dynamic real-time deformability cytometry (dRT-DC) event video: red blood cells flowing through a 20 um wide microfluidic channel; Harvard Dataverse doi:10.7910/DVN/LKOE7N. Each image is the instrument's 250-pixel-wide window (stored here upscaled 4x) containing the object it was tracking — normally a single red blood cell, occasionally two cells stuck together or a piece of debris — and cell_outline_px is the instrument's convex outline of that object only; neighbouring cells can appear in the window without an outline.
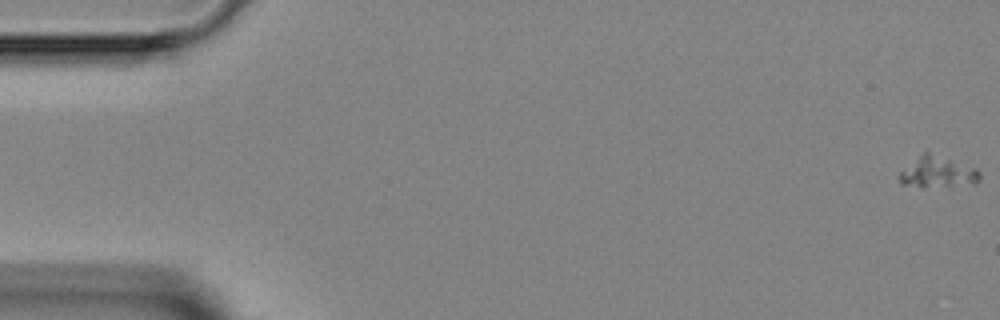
{"species": "Egyptian fruit bat (a non-hibernating species)", "species_latin": "Rousettus aegyptiacus", "temperature_condition": "room temperature", "stored_images_in_passage": 8, "camera_frame_rate_fps": 3000, "um_per_image_px": 0.085, "animal": {"sex": "female"}, "frame": {"image": 1, "passage_image": 1, "time_ms": 0.0, "image_size_px": [1000, 320], "cell_outline_px": [[980, 180], [972, 184], [900, 184], [900, 172], [924, 152], [928, 152], [976, 168], [980, 172]], "centroid_in_image_um": [79.75, 14.58], "position_along_channel_um": 5.3, "area_um2": 13.35}}
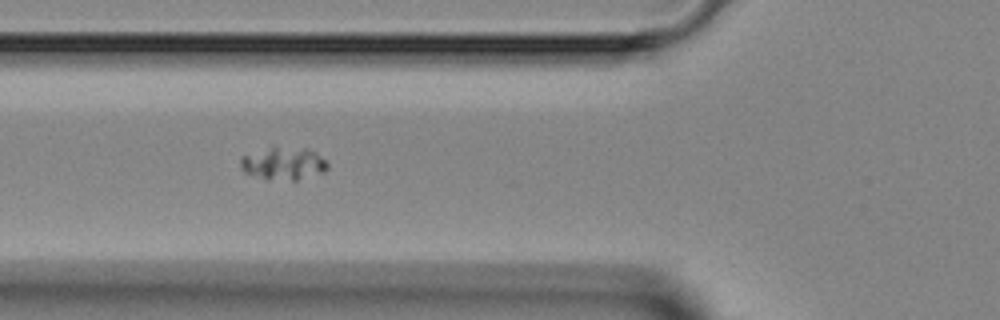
{"frame": {"image": 2, "passage_image": 6, "time_ms": 5.667, "image_size_px": [1000, 320], "cell_outline_px": [[328, 168], [324, 172], [296, 180], [268, 180], [244, 172], [240, 168], [240, 156], [272, 144], [276, 144], [308, 148], [316, 152], [328, 164]], "centroid_in_image_um": [24.04, 13.84], "position_along_channel_um": 101.8, "area_um2": 17.4}}
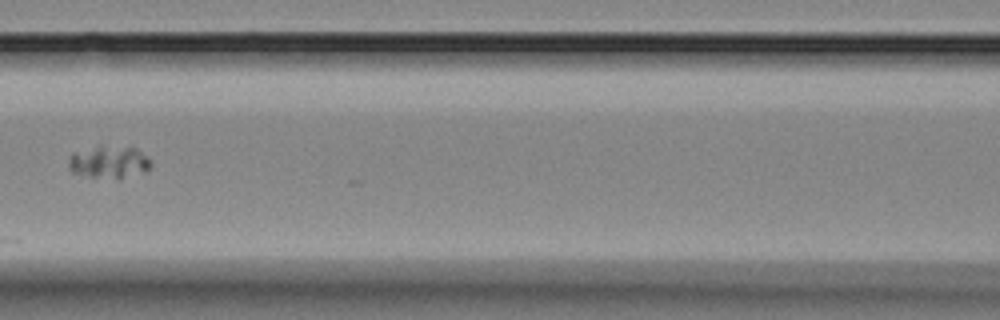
{"frame": {"image": 3, "passage_image": 7, "time_ms": 7.0, "image_size_px": [1000, 320], "cell_outline_px": [[152, 164], [148, 168], [120, 180], [88, 176], [72, 172], [68, 168], [68, 160], [72, 152], [96, 148], [136, 148]], "centroid_in_image_um": [9.2, 13.83], "position_along_channel_um": 157.4, "area_um2": 14.85}}